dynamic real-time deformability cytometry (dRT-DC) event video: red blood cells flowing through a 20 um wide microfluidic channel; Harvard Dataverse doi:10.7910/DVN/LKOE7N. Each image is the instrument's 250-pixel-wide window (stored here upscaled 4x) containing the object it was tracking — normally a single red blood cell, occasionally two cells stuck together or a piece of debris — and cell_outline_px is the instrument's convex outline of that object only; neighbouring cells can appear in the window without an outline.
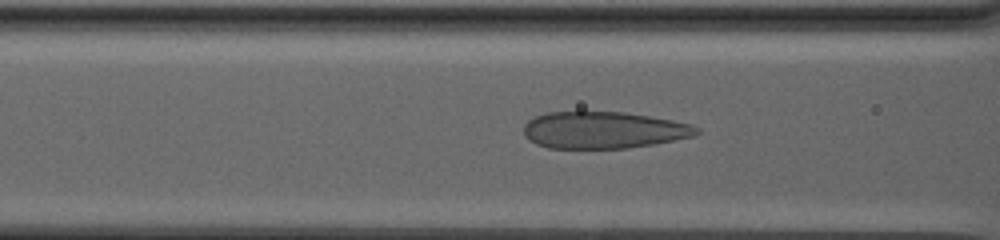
{"species": "human", "species_latin": "Homo sapiens", "temperature_condition": "warm", "stored_images_in_passage": 84, "camera_frame_rate_fps": 3000, "um_per_image_px": 0.085, "donor": {"sex": "male"}, "frame": {"image": 1, "passage_image": 38, "time_ms": 12.333, "image_size_px": [1000, 240], "cell_outline_px": [[700, 132], [696, 136], [652, 144], [628, 148], [548, 148], [536, 144], [528, 140], [524, 136], [524, 124], [528, 120], [544, 112], [624, 112], [672, 120], [692, 124], [700, 128]], "centroid_in_image_um": [51.3, 11.06], "position_along_channel_um": 115.3, "area_um2": 37.28}}
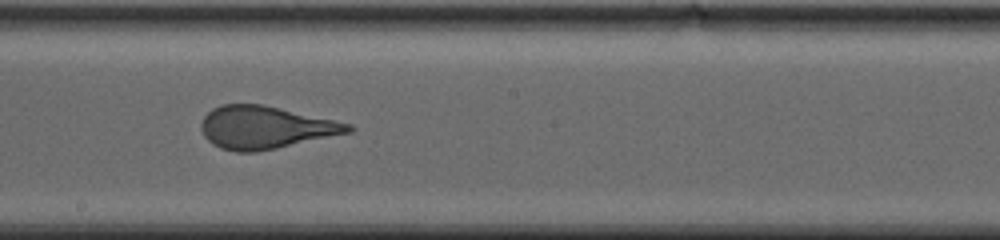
{"frame": {"image": 2, "passage_image": 51, "time_ms": 16.667, "image_size_px": [1000, 240], "cell_outline_px": [[356, 128], [352, 132], [276, 148], [256, 152], [236, 152], [220, 148], [212, 144], [204, 136], [200, 128], [200, 124], [204, 116], [212, 108], [224, 104], [260, 104], [352, 124]], "centroid_in_image_um": [22.53, 10.84], "position_along_channel_um": 225.7, "area_um2": 36.36}}
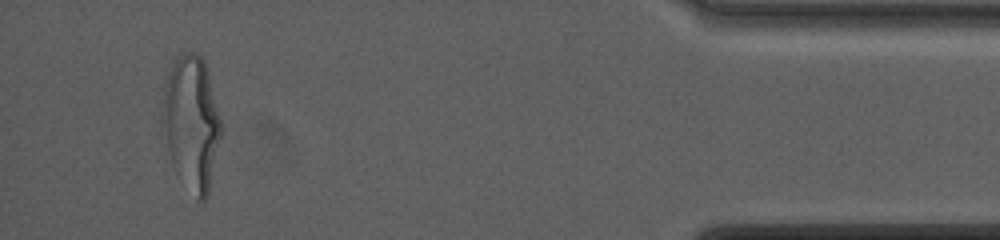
{"frame": {"image": 3, "passage_image": 80, "time_ms": 26.333, "image_size_px": [1000, 240], "cell_outline_px": [[220, 136], [208, 192], [204, 200], [196, 200], [176, 172], [172, 164], [168, 152], [160, 124], [160, 112], [164, 84], [176, 56], [180, 52], [196, 52], [204, 60], [220, 116]], "centroid_in_image_um": [16.22, 10.4], "position_along_channel_um": 419.0, "area_um2": 45.84}, "authors_computed_cell_mechanics": {"area_um2": 42.7142, "velocity_mm_per_s": 2.5475, "shape_relaxation_time_tau1_ms": 10.2449, "shape_relaxation_time_tau2_ms": null, "deformation_change_tau1": 0.2562, "deformation_change_tau2": null}}